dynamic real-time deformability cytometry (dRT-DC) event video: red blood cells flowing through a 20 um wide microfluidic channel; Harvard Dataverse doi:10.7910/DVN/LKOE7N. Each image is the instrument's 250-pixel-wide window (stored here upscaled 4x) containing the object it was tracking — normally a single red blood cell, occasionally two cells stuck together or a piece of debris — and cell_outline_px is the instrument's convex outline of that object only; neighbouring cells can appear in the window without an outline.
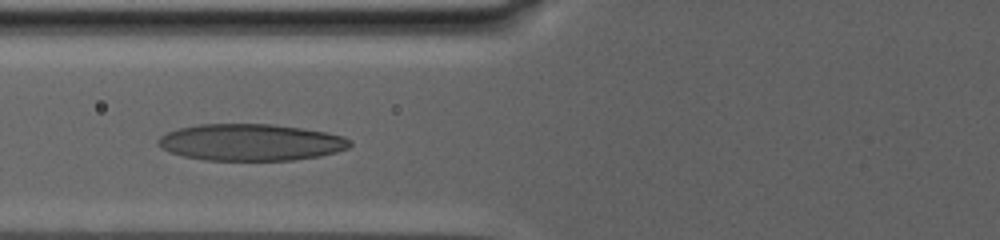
{"species": "human", "species_latin": "Homo sapiens", "temperature_condition": "warm", "stored_images_in_passage": 11, "camera_frame_rate_fps": 3000, "um_per_image_px": 0.085, "donor": {"sex": "male"}, "frame": {"image": 1, "passage_image": 8, "time_ms": 9.0, "image_size_px": [1000, 240], "cell_outline_px": [[352, 144], [348, 148], [336, 152], [320, 156], [292, 160], [204, 160], [184, 156], [168, 152], [156, 144], [156, 140], [160, 136], [168, 132], [180, 128], [196, 124], [272, 124], [328, 132], [344, 136], [352, 140]], "centroid_in_image_um": [21.32, 12.09], "position_along_channel_um": 104.5, "area_um2": 41.27}}
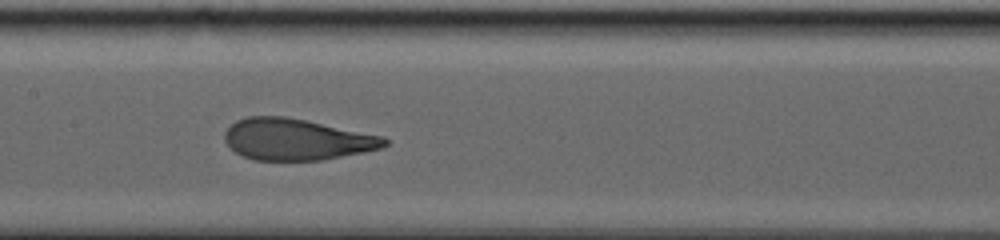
{"frame": {"image": 2, "passage_image": 10, "time_ms": 12.0, "image_size_px": [1000, 240], "cell_outline_px": [[388, 144], [384, 148], [364, 152], [320, 160], [252, 160], [236, 152], [224, 140], [224, 132], [236, 120], [248, 116], [284, 116], [384, 136], [388, 140]], "centroid_in_image_um": [25.22, 11.85], "position_along_channel_um": 182.2, "area_um2": 38.44}}